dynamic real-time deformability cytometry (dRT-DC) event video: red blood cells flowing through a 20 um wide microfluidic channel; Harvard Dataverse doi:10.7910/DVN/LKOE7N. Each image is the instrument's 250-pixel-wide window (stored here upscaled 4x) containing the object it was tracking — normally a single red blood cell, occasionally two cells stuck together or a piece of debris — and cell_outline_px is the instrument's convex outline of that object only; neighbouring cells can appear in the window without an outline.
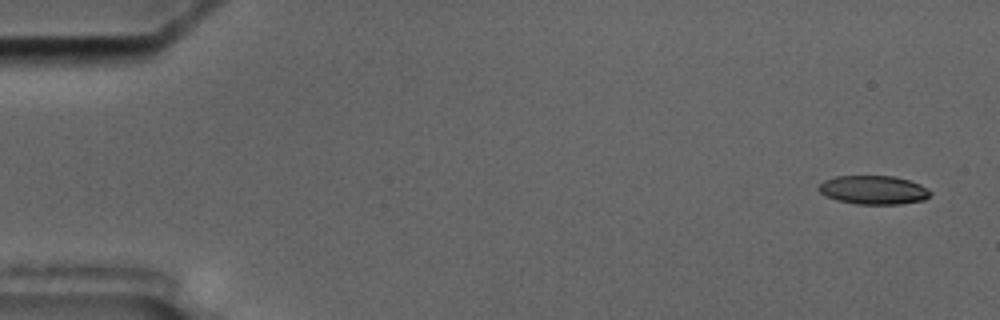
{"species": "common noctule bat (a hibernating species)", "species_latin": "Nyctalus noctula", "temperature_condition": "cold", "stored_images_in_passage": 5, "camera_frame_rate_fps": 3000, "um_per_image_px": 0.085, "animal": {"sex": "male", "body_mass_g": 17.5, "forearm_length_mm": 52.3}, "frame": {"image": 1, "passage_image": 1, "time_ms": 0.0, "image_size_px": [1000, 320], "cell_outline_px": [[932, 192], [924, 200], [900, 204], [856, 204], [836, 200], [820, 192], [816, 188], [824, 180], [836, 176], [892, 176], [908, 180], [920, 184]], "centroid_in_image_um": [74.23, 16.15], "position_along_channel_um": 10.8, "area_um2": 18.61}}
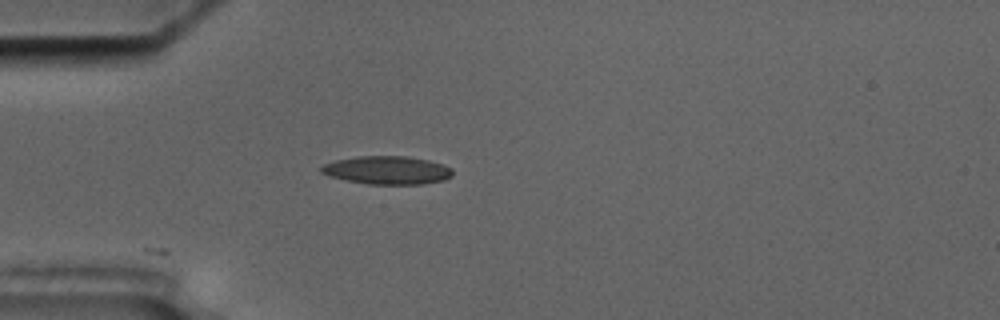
{"frame": {"image": 2, "passage_image": 5, "time_ms": 4.667, "image_size_px": [1000, 320], "cell_outline_px": [[452, 176], [444, 180], [424, 184], [368, 184], [328, 176], [320, 172], [320, 168], [324, 164], [336, 160], [356, 156], [404, 156], [428, 160], [444, 164], [452, 168]], "centroid_in_image_um": [32.92, 14.46], "position_along_channel_um": 52.1, "area_um2": 21.62}}